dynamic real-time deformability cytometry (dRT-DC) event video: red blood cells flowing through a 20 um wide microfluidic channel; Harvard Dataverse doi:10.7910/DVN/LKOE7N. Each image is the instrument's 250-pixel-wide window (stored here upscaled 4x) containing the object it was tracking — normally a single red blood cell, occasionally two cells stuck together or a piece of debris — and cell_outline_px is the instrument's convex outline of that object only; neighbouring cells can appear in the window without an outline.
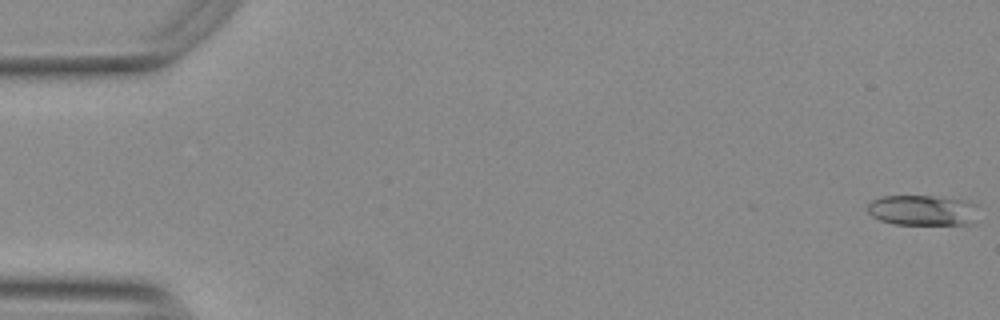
{"species": "Egyptian fruit bat (a non-hibernating species)", "species_latin": "Rousettus aegyptiacus", "temperature_condition": "warm", "stored_images_in_passage": 43, "camera_frame_rate_fps": 3000, "um_per_image_px": 0.085, "animal": {"sex": "female"}, "frame": {"image": 1, "passage_image": 1, "time_ms": 0.0, "image_size_px": [1000, 320], "cell_outline_px": [[976, 204], [968, 224], [896, 224], [880, 220], [872, 216], [868, 212], [868, 204], [872, 200], [880, 196], [932, 196], [960, 200]], "centroid_in_image_um": [78.28, 17.86], "position_along_channel_um": 6.7, "area_um2": 19.02}}
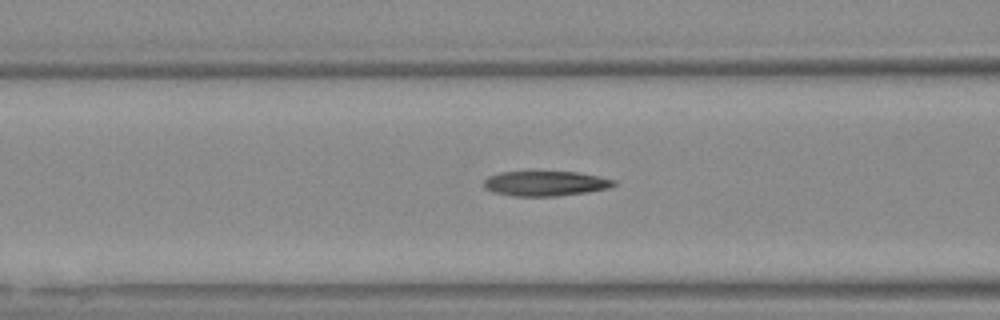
{"frame": {"image": 2, "passage_image": 22, "time_ms": 7.0, "image_size_px": [1000, 320], "cell_outline_px": [[616, 184], [608, 188], [588, 192], [556, 196], [512, 196], [492, 192], [484, 188], [484, 180], [488, 176], [500, 172], [576, 172], [616, 180]], "centroid_in_image_um": [46.32, 15.6], "position_along_channel_um": 120.3, "area_um2": 18.84}}
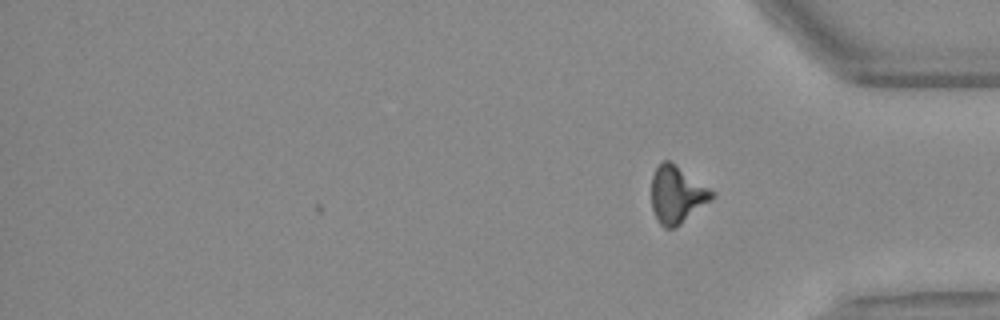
{"frame": {"image": 3, "passage_image": 43, "time_ms": 14.0, "image_size_px": [1000, 320], "cell_outline_px": [[716, 196], [712, 200], [676, 228], [664, 228], [660, 224], [652, 208], [652, 176], [656, 168], [664, 160], [668, 160], [716, 192]], "centroid_in_image_um": [57.57, 16.57], "position_along_channel_um": 377.6, "area_um2": 20.06}, "authors_computed_cell_mechanics": {"area_um2": 19.3052, "velocity_mm_per_s": 3.7675, "shape_relaxation_time_tau1_ms": 10.3668, "shape_relaxation_time_tau2_ms": 4.7643, "deformation_change_tau1": 0.2868, "deformation_change_tau2": 0.1307}}